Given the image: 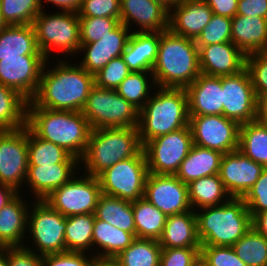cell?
Segmentation results:
<instances>
[{"label":"cell","mask_w":267,"mask_h":266,"mask_svg":"<svg viewBox=\"0 0 267 266\" xmlns=\"http://www.w3.org/2000/svg\"><path fill=\"white\" fill-rule=\"evenodd\" d=\"M95 214L66 217L65 252H83L93 247Z\"/></svg>","instance_id":"74e56055"},{"label":"cell","mask_w":267,"mask_h":266,"mask_svg":"<svg viewBox=\"0 0 267 266\" xmlns=\"http://www.w3.org/2000/svg\"><path fill=\"white\" fill-rule=\"evenodd\" d=\"M0 266H8L7 265V247L4 248V250L0 252Z\"/></svg>","instance_id":"be15d7a7"},{"label":"cell","mask_w":267,"mask_h":266,"mask_svg":"<svg viewBox=\"0 0 267 266\" xmlns=\"http://www.w3.org/2000/svg\"><path fill=\"white\" fill-rule=\"evenodd\" d=\"M73 177L54 190L44 201L65 217L94 214L101 188L97 177L88 174ZM83 178V179H82Z\"/></svg>","instance_id":"8fae6325"},{"label":"cell","mask_w":267,"mask_h":266,"mask_svg":"<svg viewBox=\"0 0 267 266\" xmlns=\"http://www.w3.org/2000/svg\"><path fill=\"white\" fill-rule=\"evenodd\" d=\"M193 146L190 126L147 141L143 145L148 172L175 175Z\"/></svg>","instance_id":"30bf717a"},{"label":"cell","mask_w":267,"mask_h":266,"mask_svg":"<svg viewBox=\"0 0 267 266\" xmlns=\"http://www.w3.org/2000/svg\"><path fill=\"white\" fill-rule=\"evenodd\" d=\"M256 120L267 126V94H262L257 98Z\"/></svg>","instance_id":"680465c9"},{"label":"cell","mask_w":267,"mask_h":266,"mask_svg":"<svg viewBox=\"0 0 267 266\" xmlns=\"http://www.w3.org/2000/svg\"><path fill=\"white\" fill-rule=\"evenodd\" d=\"M26 125L79 160L85 154L91 128L82 112L48 110L27 101Z\"/></svg>","instance_id":"7a4b0ae2"},{"label":"cell","mask_w":267,"mask_h":266,"mask_svg":"<svg viewBox=\"0 0 267 266\" xmlns=\"http://www.w3.org/2000/svg\"><path fill=\"white\" fill-rule=\"evenodd\" d=\"M238 150L267 168V126L257 120L241 124Z\"/></svg>","instance_id":"836d02e7"},{"label":"cell","mask_w":267,"mask_h":266,"mask_svg":"<svg viewBox=\"0 0 267 266\" xmlns=\"http://www.w3.org/2000/svg\"><path fill=\"white\" fill-rule=\"evenodd\" d=\"M47 2H51L56 5V7H60L59 9H62V11H68V12H75L78 13L81 5L82 0H45ZM40 4L42 7V0H40Z\"/></svg>","instance_id":"9f6ffc18"},{"label":"cell","mask_w":267,"mask_h":266,"mask_svg":"<svg viewBox=\"0 0 267 266\" xmlns=\"http://www.w3.org/2000/svg\"><path fill=\"white\" fill-rule=\"evenodd\" d=\"M193 266H209V265L201 256H199V258L194 262Z\"/></svg>","instance_id":"e7e4bbea"},{"label":"cell","mask_w":267,"mask_h":266,"mask_svg":"<svg viewBox=\"0 0 267 266\" xmlns=\"http://www.w3.org/2000/svg\"><path fill=\"white\" fill-rule=\"evenodd\" d=\"M48 60L44 56H23L0 60V83L16 90L27 101L36 94L41 73Z\"/></svg>","instance_id":"e0dca14e"},{"label":"cell","mask_w":267,"mask_h":266,"mask_svg":"<svg viewBox=\"0 0 267 266\" xmlns=\"http://www.w3.org/2000/svg\"><path fill=\"white\" fill-rule=\"evenodd\" d=\"M28 212L27 229L40 255L65 252L66 217L44 200H36Z\"/></svg>","instance_id":"7c38bea8"},{"label":"cell","mask_w":267,"mask_h":266,"mask_svg":"<svg viewBox=\"0 0 267 266\" xmlns=\"http://www.w3.org/2000/svg\"><path fill=\"white\" fill-rule=\"evenodd\" d=\"M160 43V32H139L130 34L125 50L121 57L131 72L148 71L157 60Z\"/></svg>","instance_id":"484cf974"},{"label":"cell","mask_w":267,"mask_h":266,"mask_svg":"<svg viewBox=\"0 0 267 266\" xmlns=\"http://www.w3.org/2000/svg\"><path fill=\"white\" fill-rule=\"evenodd\" d=\"M231 41L245 54L267 52V18L235 15Z\"/></svg>","instance_id":"4316f807"},{"label":"cell","mask_w":267,"mask_h":266,"mask_svg":"<svg viewBox=\"0 0 267 266\" xmlns=\"http://www.w3.org/2000/svg\"><path fill=\"white\" fill-rule=\"evenodd\" d=\"M93 266H122L116 258H95Z\"/></svg>","instance_id":"94428289"},{"label":"cell","mask_w":267,"mask_h":266,"mask_svg":"<svg viewBox=\"0 0 267 266\" xmlns=\"http://www.w3.org/2000/svg\"><path fill=\"white\" fill-rule=\"evenodd\" d=\"M19 195L0 210V244L4 248L23 246L20 243H23L24 233L27 232L29 209Z\"/></svg>","instance_id":"83f0119b"},{"label":"cell","mask_w":267,"mask_h":266,"mask_svg":"<svg viewBox=\"0 0 267 266\" xmlns=\"http://www.w3.org/2000/svg\"><path fill=\"white\" fill-rule=\"evenodd\" d=\"M23 56H44L32 24L8 25L0 34V60Z\"/></svg>","instance_id":"f546056e"},{"label":"cell","mask_w":267,"mask_h":266,"mask_svg":"<svg viewBox=\"0 0 267 266\" xmlns=\"http://www.w3.org/2000/svg\"><path fill=\"white\" fill-rule=\"evenodd\" d=\"M139 110L138 134L143 146L147 141L189 126L187 92L183 88L159 87ZM156 94V95H155Z\"/></svg>","instance_id":"277c9868"},{"label":"cell","mask_w":267,"mask_h":266,"mask_svg":"<svg viewBox=\"0 0 267 266\" xmlns=\"http://www.w3.org/2000/svg\"><path fill=\"white\" fill-rule=\"evenodd\" d=\"M226 198L219 206L196 212L201 246H233L252 228V216L244 199Z\"/></svg>","instance_id":"5b68a950"},{"label":"cell","mask_w":267,"mask_h":266,"mask_svg":"<svg viewBox=\"0 0 267 266\" xmlns=\"http://www.w3.org/2000/svg\"><path fill=\"white\" fill-rule=\"evenodd\" d=\"M4 250V247L0 244V252Z\"/></svg>","instance_id":"003e7915"},{"label":"cell","mask_w":267,"mask_h":266,"mask_svg":"<svg viewBox=\"0 0 267 266\" xmlns=\"http://www.w3.org/2000/svg\"><path fill=\"white\" fill-rule=\"evenodd\" d=\"M252 227L267 239V211L252 216Z\"/></svg>","instance_id":"6f0895ef"},{"label":"cell","mask_w":267,"mask_h":266,"mask_svg":"<svg viewBox=\"0 0 267 266\" xmlns=\"http://www.w3.org/2000/svg\"><path fill=\"white\" fill-rule=\"evenodd\" d=\"M79 163L28 166L26 181L37 200H45L54 190L69 182Z\"/></svg>","instance_id":"cb8c5ba5"},{"label":"cell","mask_w":267,"mask_h":266,"mask_svg":"<svg viewBox=\"0 0 267 266\" xmlns=\"http://www.w3.org/2000/svg\"><path fill=\"white\" fill-rule=\"evenodd\" d=\"M194 210L167 216L163 232L158 239L162 248H201Z\"/></svg>","instance_id":"d4e9b609"},{"label":"cell","mask_w":267,"mask_h":266,"mask_svg":"<svg viewBox=\"0 0 267 266\" xmlns=\"http://www.w3.org/2000/svg\"><path fill=\"white\" fill-rule=\"evenodd\" d=\"M28 172V126L0 131V183L15 191Z\"/></svg>","instance_id":"5bb4252c"},{"label":"cell","mask_w":267,"mask_h":266,"mask_svg":"<svg viewBox=\"0 0 267 266\" xmlns=\"http://www.w3.org/2000/svg\"><path fill=\"white\" fill-rule=\"evenodd\" d=\"M243 199L251 216L267 211V168L262 171Z\"/></svg>","instance_id":"681fc988"},{"label":"cell","mask_w":267,"mask_h":266,"mask_svg":"<svg viewBox=\"0 0 267 266\" xmlns=\"http://www.w3.org/2000/svg\"><path fill=\"white\" fill-rule=\"evenodd\" d=\"M264 169L262 164L236 150L223 154L219 176L230 197L243 198Z\"/></svg>","instance_id":"ac0fdd59"},{"label":"cell","mask_w":267,"mask_h":266,"mask_svg":"<svg viewBox=\"0 0 267 266\" xmlns=\"http://www.w3.org/2000/svg\"><path fill=\"white\" fill-rule=\"evenodd\" d=\"M130 34L128 28L120 22L98 41L81 44L79 52L85 53L83 61L78 65L92 75L97 74L112 59L121 57Z\"/></svg>","instance_id":"d6986e66"},{"label":"cell","mask_w":267,"mask_h":266,"mask_svg":"<svg viewBox=\"0 0 267 266\" xmlns=\"http://www.w3.org/2000/svg\"><path fill=\"white\" fill-rule=\"evenodd\" d=\"M18 194L13 188L0 183V210Z\"/></svg>","instance_id":"91938a15"},{"label":"cell","mask_w":267,"mask_h":266,"mask_svg":"<svg viewBox=\"0 0 267 266\" xmlns=\"http://www.w3.org/2000/svg\"><path fill=\"white\" fill-rule=\"evenodd\" d=\"M200 256L209 266H247L232 246H201Z\"/></svg>","instance_id":"7dc6e473"},{"label":"cell","mask_w":267,"mask_h":266,"mask_svg":"<svg viewBox=\"0 0 267 266\" xmlns=\"http://www.w3.org/2000/svg\"><path fill=\"white\" fill-rule=\"evenodd\" d=\"M6 26H8V24L5 22L1 9H0V34Z\"/></svg>","instance_id":"03108f58"},{"label":"cell","mask_w":267,"mask_h":266,"mask_svg":"<svg viewBox=\"0 0 267 266\" xmlns=\"http://www.w3.org/2000/svg\"><path fill=\"white\" fill-rule=\"evenodd\" d=\"M169 11L156 0H120V22L128 29L137 23L139 32H163L168 29Z\"/></svg>","instance_id":"7402d4cb"},{"label":"cell","mask_w":267,"mask_h":266,"mask_svg":"<svg viewBox=\"0 0 267 266\" xmlns=\"http://www.w3.org/2000/svg\"><path fill=\"white\" fill-rule=\"evenodd\" d=\"M245 69L249 73L256 97L267 94V52L246 55Z\"/></svg>","instance_id":"bcb514c9"},{"label":"cell","mask_w":267,"mask_h":266,"mask_svg":"<svg viewBox=\"0 0 267 266\" xmlns=\"http://www.w3.org/2000/svg\"><path fill=\"white\" fill-rule=\"evenodd\" d=\"M236 15L267 18V0H238Z\"/></svg>","instance_id":"db71d44e"},{"label":"cell","mask_w":267,"mask_h":266,"mask_svg":"<svg viewBox=\"0 0 267 266\" xmlns=\"http://www.w3.org/2000/svg\"><path fill=\"white\" fill-rule=\"evenodd\" d=\"M35 251L24 244L21 247H7V265L42 266V256Z\"/></svg>","instance_id":"f5cc1de1"},{"label":"cell","mask_w":267,"mask_h":266,"mask_svg":"<svg viewBox=\"0 0 267 266\" xmlns=\"http://www.w3.org/2000/svg\"><path fill=\"white\" fill-rule=\"evenodd\" d=\"M130 73L131 70L122 57L114 58L94 75L95 85L100 88L116 90Z\"/></svg>","instance_id":"f6af8a7d"},{"label":"cell","mask_w":267,"mask_h":266,"mask_svg":"<svg viewBox=\"0 0 267 266\" xmlns=\"http://www.w3.org/2000/svg\"><path fill=\"white\" fill-rule=\"evenodd\" d=\"M82 114L91 130L113 127H137L139 109L126 101L116 90L94 85L89 93Z\"/></svg>","instance_id":"52a82bcc"},{"label":"cell","mask_w":267,"mask_h":266,"mask_svg":"<svg viewBox=\"0 0 267 266\" xmlns=\"http://www.w3.org/2000/svg\"><path fill=\"white\" fill-rule=\"evenodd\" d=\"M79 159L52 142L39 138L28 127V166L78 163Z\"/></svg>","instance_id":"e575fe53"},{"label":"cell","mask_w":267,"mask_h":266,"mask_svg":"<svg viewBox=\"0 0 267 266\" xmlns=\"http://www.w3.org/2000/svg\"><path fill=\"white\" fill-rule=\"evenodd\" d=\"M200 74L195 40L176 35L169 29L160 32L157 60L150 74L152 85L186 89Z\"/></svg>","instance_id":"3957f363"},{"label":"cell","mask_w":267,"mask_h":266,"mask_svg":"<svg viewBox=\"0 0 267 266\" xmlns=\"http://www.w3.org/2000/svg\"><path fill=\"white\" fill-rule=\"evenodd\" d=\"M148 71L131 72L116 89L117 93L121 95L126 101L133 104L137 109H141L149 100V88L151 85L148 83Z\"/></svg>","instance_id":"b9f144b4"},{"label":"cell","mask_w":267,"mask_h":266,"mask_svg":"<svg viewBox=\"0 0 267 266\" xmlns=\"http://www.w3.org/2000/svg\"><path fill=\"white\" fill-rule=\"evenodd\" d=\"M185 90L189 116L223 115L221 77L201 73Z\"/></svg>","instance_id":"603a6c76"},{"label":"cell","mask_w":267,"mask_h":266,"mask_svg":"<svg viewBox=\"0 0 267 266\" xmlns=\"http://www.w3.org/2000/svg\"><path fill=\"white\" fill-rule=\"evenodd\" d=\"M148 173L142 148L134 157L117 162L97 178L102 194L133 202L144 197Z\"/></svg>","instance_id":"9c48e42d"},{"label":"cell","mask_w":267,"mask_h":266,"mask_svg":"<svg viewBox=\"0 0 267 266\" xmlns=\"http://www.w3.org/2000/svg\"><path fill=\"white\" fill-rule=\"evenodd\" d=\"M197 47L202 74L231 76L245 69L246 55L232 41Z\"/></svg>","instance_id":"ffe728a7"},{"label":"cell","mask_w":267,"mask_h":266,"mask_svg":"<svg viewBox=\"0 0 267 266\" xmlns=\"http://www.w3.org/2000/svg\"><path fill=\"white\" fill-rule=\"evenodd\" d=\"M142 148L137 127L93 129L80 161L86 174L97 177L117 162L134 157Z\"/></svg>","instance_id":"8992f818"},{"label":"cell","mask_w":267,"mask_h":266,"mask_svg":"<svg viewBox=\"0 0 267 266\" xmlns=\"http://www.w3.org/2000/svg\"><path fill=\"white\" fill-rule=\"evenodd\" d=\"M0 9L8 25L32 24L41 10L40 0H0Z\"/></svg>","instance_id":"60d3db41"},{"label":"cell","mask_w":267,"mask_h":266,"mask_svg":"<svg viewBox=\"0 0 267 266\" xmlns=\"http://www.w3.org/2000/svg\"><path fill=\"white\" fill-rule=\"evenodd\" d=\"M136 237L129 232L116 228L105 221L95 218L93 227V245H99L103 252L98 251L96 258H116Z\"/></svg>","instance_id":"1f68e13d"},{"label":"cell","mask_w":267,"mask_h":266,"mask_svg":"<svg viewBox=\"0 0 267 266\" xmlns=\"http://www.w3.org/2000/svg\"><path fill=\"white\" fill-rule=\"evenodd\" d=\"M232 248L247 266H267V239L253 227Z\"/></svg>","instance_id":"ab89813d"},{"label":"cell","mask_w":267,"mask_h":266,"mask_svg":"<svg viewBox=\"0 0 267 266\" xmlns=\"http://www.w3.org/2000/svg\"><path fill=\"white\" fill-rule=\"evenodd\" d=\"M161 251L158 240L136 237L116 259L122 266H159Z\"/></svg>","instance_id":"f35d334b"},{"label":"cell","mask_w":267,"mask_h":266,"mask_svg":"<svg viewBox=\"0 0 267 266\" xmlns=\"http://www.w3.org/2000/svg\"><path fill=\"white\" fill-rule=\"evenodd\" d=\"M193 144L222 154L238 150L240 124L224 115L190 116Z\"/></svg>","instance_id":"4fadbf2b"},{"label":"cell","mask_w":267,"mask_h":266,"mask_svg":"<svg viewBox=\"0 0 267 266\" xmlns=\"http://www.w3.org/2000/svg\"><path fill=\"white\" fill-rule=\"evenodd\" d=\"M79 17H110L120 21V0H82Z\"/></svg>","instance_id":"c3c4849f"},{"label":"cell","mask_w":267,"mask_h":266,"mask_svg":"<svg viewBox=\"0 0 267 266\" xmlns=\"http://www.w3.org/2000/svg\"><path fill=\"white\" fill-rule=\"evenodd\" d=\"M95 254L90 256L83 252H63L46 254L42 256V266H93Z\"/></svg>","instance_id":"816d5d0a"},{"label":"cell","mask_w":267,"mask_h":266,"mask_svg":"<svg viewBox=\"0 0 267 266\" xmlns=\"http://www.w3.org/2000/svg\"><path fill=\"white\" fill-rule=\"evenodd\" d=\"M200 248H162L159 266H193Z\"/></svg>","instance_id":"f907efd6"},{"label":"cell","mask_w":267,"mask_h":266,"mask_svg":"<svg viewBox=\"0 0 267 266\" xmlns=\"http://www.w3.org/2000/svg\"><path fill=\"white\" fill-rule=\"evenodd\" d=\"M189 202L191 208L219 206L221 201L230 197L227 193L219 174L202 177L188 184Z\"/></svg>","instance_id":"d590c367"},{"label":"cell","mask_w":267,"mask_h":266,"mask_svg":"<svg viewBox=\"0 0 267 266\" xmlns=\"http://www.w3.org/2000/svg\"><path fill=\"white\" fill-rule=\"evenodd\" d=\"M80 42L89 44L110 33L120 21L110 17H79Z\"/></svg>","instance_id":"ee69618b"},{"label":"cell","mask_w":267,"mask_h":266,"mask_svg":"<svg viewBox=\"0 0 267 266\" xmlns=\"http://www.w3.org/2000/svg\"><path fill=\"white\" fill-rule=\"evenodd\" d=\"M213 14L233 18L236 15L238 0H204Z\"/></svg>","instance_id":"11a10c76"},{"label":"cell","mask_w":267,"mask_h":266,"mask_svg":"<svg viewBox=\"0 0 267 266\" xmlns=\"http://www.w3.org/2000/svg\"><path fill=\"white\" fill-rule=\"evenodd\" d=\"M223 115L240 125L256 120L257 97L246 69L221 77Z\"/></svg>","instance_id":"9a60e30c"},{"label":"cell","mask_w":267,"mask_h":266,"mask_svg":"<svg viewBox=\"0 0 267 266\" xmlns=\"http://www.w3.org/2000/svg\"><path fill=\"white\" fill-rule=\"evenodd\" d=\"M232 18L213 14L207 26L195 40L197 46L231 41Z\"/></svg>","instance_id":"7bdbcfd3"},{"label":"cell","mask_w":267,"mask_h":266,"mask_svg":"<svg viewBox=\"0 0 267 266\" xmlns=\"http://www.w3.org/2000/svg\"><path fill=\"white\" fill-rule=\"evenodd\" d=\"M27 100L16 90L0 83V131L26 126Z\"/></svg>","instance_id":"8d00e7d4"},{"label":"cell","mask_w":267,"mask_h":266,"mask_svg":"<svg viewBox=\"0 0 267 266\" xmlns=\"http://www.w3.org/2000/svg\"><path fill=\"white\" fill-rule=\"evenodd\" d=\"M156 1L160 3L163 7H165L168 11H170L172 7L176 6L183 0H156Z\"/></svg>","instance_id":"6125c7cd"},{"label":"cell","mask_w":267,"mask_h":266,"mask_svg":"<svg viewBox=\"0 0 267 266\" xmlns=\"http://www.w3.org/2000/svg\"><path fill=\"white\" fill-rule=\"evenodd\" d=\"M46 65L41 73L38 90L30 101L48 110L81 112L95 85L94 75L80 65H70L66 60L45 72Z\"/></svg>","instance_id":"6da1fadb"},{"label":"cell","mask_w":267,"mask_h":266,"mask_svg":"<svg viewBox=\"0 0 267 266\" xmlns=\"http://www.w3.org/2000/svg\"><path fill=\"white\" fill-rule=\"evenodd\" d=\"M173 8L169 11L168 29L193 40L197 39L213 15L204 0H183Z\"/></svg>","instance_id":"44dd1931"},{"label":"cell","mask_w":267,"mask_h":266,"mask_svg":"<svg viewBox=\"0 0 267 266\" xmlns=\"http://www.w3.org/2000/svg\"><path fill=\"white\" fill-rule=\"evenodd\" d=\"M222 156L219 151L193 144L175 175L181 182L189 184L193 180L219 174Z\"/></svg>","instance_id":"f1b7e54d"},{"label":"cell","mask_w":267,"mask_h":266,"mask_svg":"<svg viewBox=\"0 0 267 266\" xmlns=\"http://www.w3.org/2000/svg\"><path fill=\"white\" fill-rule=\"evenodd\" d=\"M136 237L158 240L167 216L144 197L132 202Z\"/></svg>","instance_id":"d6a6232c"},{"label":"cell","mask_w":267,"mask_h":266,"mask_svg":"<svg viewBox=\"0 0 267 266\" xmlns=\"http://www.w3.org/2000/svg\"><path fill=\"white\" fill-rule=\"evenodd\" d=\"M43 11L35 17L32 25L44 57L49 60L54 47L65 54L78 52L81 46L78 13L63 11L47 15Z\"/></svg>","instance_id":"ba28073f"},{"label":"cell","mask_w":267,"mask_h":266,"mask_svg":"<svg viewBox=\"0 0 267 266\" xmlns=\"http://www.w3.org/2000/svg\"><path fill=\"white\" fill-rule=\"evenodd\" d=\"M94 214L96 219L105 221L116 228L132 233L136 237V227L131 201L101 194Z\"/></svg>","instance_id":"4dcf8cb0"},{"label":"cell","mask_w":267,"mask_h":266,"mask_svg":"<svg viewBox=\"0 0 267 266\" xmlns=\"http://www.w3.org/2000/svg\"><path fill=\"white\" fill-rule=\"evenodd\" d=\"M144 198L166 216L191 211L188 184L176 175L148 173Z\"/></svg>","instance_id":"2e32d148"}]
</instances>
